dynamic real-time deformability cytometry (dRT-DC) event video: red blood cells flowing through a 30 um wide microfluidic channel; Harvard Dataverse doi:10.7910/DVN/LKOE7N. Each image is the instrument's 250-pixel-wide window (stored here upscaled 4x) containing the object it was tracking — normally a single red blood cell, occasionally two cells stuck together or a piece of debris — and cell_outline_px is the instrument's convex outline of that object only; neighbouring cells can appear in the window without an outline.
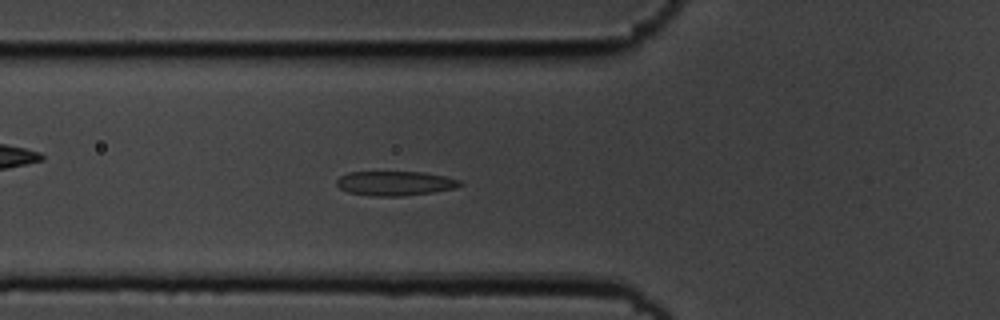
{"species": "common noctule bat (a hibernating species)", "species_latin": "Nyctalus noctula", "temperature_condition": "cold", "stored_images_in_passage": 6, "camera_frame_rate_fps": 3000, "um_per_image_px": 0.085, "animal": {"sex": "male", "body_mass_g": 19.5, "forearm_length_mm": 54.6}, "frame": {"image": 1, "passage_image": 6, "time_ms": 1.667, "image_size_px": [1000, 320], "cell_outline_px": [[464, 184], [456, 188], [432, 192], [404, 196], [376, 196], [348, 192], [340, 188], [336, 184], [336, 180], [340, 176], [348, 172], [424, 172], [444, 176], [460, 180]], "centroid_in_image_um": [33.59, 15.58], "position_along_channel_um": 92.2, "area_um2": 17.57}}